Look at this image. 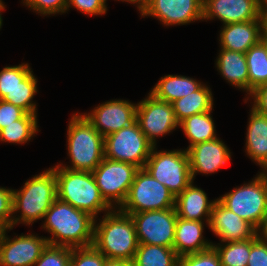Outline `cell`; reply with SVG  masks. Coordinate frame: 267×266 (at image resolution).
I'll return each instance as SVG.
<instances>
[{
	"mask_svg": "<svg viewBox=\"0 0 267 266\" xmlns=\"http://www.w3.org/2000/svg\"><path fill=\"white\" fill-rule=\"evenodd\" d=\"M44 221L42 227L52 235L47 238L50 245L70 248L93 245L95 218L58 198L46 211Z\"/></svg>",
	"mask_w": 267,
	"mask_h": 266,
	"instance_id": "1",
	"label": "cell"
},
{
	"mask_svg": "<svg viewBox=\"0 0 267 266\" xmlns=\"http://www.w3.org/2000/svg\"><path fill=\"white\" fill-rule=\"evenodd\" d=\"M94 224L93 246L107 259L132 262L139 242L131 215L111 210L100 223Z\"/></svg>",
	"mask_w": 267,
	"mask_h": 266,
	"instance_id": "2",
	"label": "cell"
},
{
	"mask_svg": "<svg viewBox=\"0 0 267 266\" xmlns=\"http://www.w3.org/2000/svg\"><path fill=\"white\" fill-rule=\"evenodd\" d=\"M57 180V198L95 219L99 212L112 208L103 198L92 172L70 170L58 164L51 168Z\"/></svg>",
	"mask_w": 267,
	"mask_h": 266,
	"instance_id": "3",
	"label": "cell"
},
{
	"mask_svg": "<svg viewBox=\"0 0 267 266\" xmlns=\"http://www.w3.org/2000/svg\"><path fill=\"white\" fill-rule=\"evenodd\" d=\"M57 199V180L55 172L49 168L25 182L20 190H13L12 228L17 223L32 225L34 221L44 219L46 211Z\"/></svg>",
	"mask_w": 267,
	"mask_h": 266,
	"instance_id": "4",
	"label": "cell"
},
{
	"mask_svg": "<svg viewBox=\"0 0 267 266\" xmlns=\"http://www.w3.org/2000/svg\"><path fill=\"white\" fill-rule=\"evenodd\" d=\"M68 155L72 166L61 167L92 172L104 159V137L83 114H73L67 129Z\"/></svg>",
	"mask_w": 267,
	"mask_h": 266,
	"instance_id": "5",
	"label": "cell"
},
{
	"mask_svg": "<svg viewBox=\"0 0 267 266\" xmlns=\"http://www.w3.org/2000/svg\"><path fill=\"white\" fill-rule=\"evenodd\" d=\"M217 200L259 230L267 215V172H260L248 184L234 188Z\"/></svg>",
	"mask_w": 267,
	"mask_h": 266,
	"instance_id": "6",
	"label": "cell"
},
{
	"mask_svg": "<svg viewBox=\"0 0 267 266\" xmlns=\"http://www.w3.org/2000/svg\"><path fill=\"white\" fill-rule=\"evenodd\" d=\"M153 147L144 169L177 197L193 180L186 150L157 151Z\"/></svg>",
	"mask_w": 267,
	"mask_h": 266,
	"instance_id": "7",
	"label": "cell"
},
{
	"mask_svg": "<svg viewBox=\"0 0 267 266\" xmlns=\"http://www.w3.org/2000/svg\"><path fill=\"white\" fill-rule=\"evenodd\" d=\"M175 198L165 185L152 177L144 168H140L119 210L130 215L175 208Z\"/></svg>",
	"mask_w": 267,
	"mask_h": 266,
	"instance_id": "8",
	"label": "cell"
},
{
	"mask_svg": "<svg viewBox=\"0 0 267 266\" xmlns=\"http://www.w3.org/2000/svg\"><path fill=\"white\" fill-rule=\"evenodd\" d=\"M153 147L137 121L104 137L106 158L132 163L139 168L144 167Z\"/></svg>",
	"mask_w": 267,
	"mask_h": 266,
	"instance_id": "9",
	"label": "cell"
},
{
	"mask_svg": "<svg viewBox=\"0 0 267 266\" xmlns=\"http://www.w3.org/2000/svg\"><path fill=\"white\" fill-rule=\"evenodd\" d=\"M139 169L132 163L114 161L104 157L92 171L101 195L112 208L117 209L118 207L119 209L122 206Z\"/></svg>",
	"mask_w": 267,
	"mask_h": 266,
	"instance_id": "10",
	"label": "cell"
},
{
	"mask_svg": "<svg viewBox=\"0 0 267 266\" xmlns=\"http://www.w3.org/2000/svg\"><path fill=\"white\" fill-rule=\"evenodd\" d=\"M138 242L173 248L177 212L175 208L130 214Z\"/></svg>",
	"mask_w": 267,
	"mask_h": 266,
	"instance_id": "11",
	"label": "cell"
},
{
	"mask_svg": "<svg viewBox=\"0 0 267 266\" xmlns=\"http://www.w3.org/2000/svg\"><path fill=\"white\" fill-rule=\"evenodd\" d=\"M136 121L147 139L156 146V137L179 127L171 103L149 96L137 103Z\"/></svg>",
	"mask_w": 267,
	"mask_h": 266,
	"instance_id": "12",
	"label": "cell"
},
{
	"mask_svg": "<svg viewBox=\"0 0 267 266\" xmlns=\"http://www.w3.org/2000/svg\"><path fill=\"white\" fill-rule=\"evenodd\" d=\"M7 230H0V266H33L49 244L47 237L29 233L10 239Z\"/></svg>",
	"mask_w": 267,
	"mask_h": 266,
	"instance_id": "13",
	"label": "cell"
},
{
	"mask_svg": "<svg viewBox=\"0 0 267 266\" xmlns=\"http://www.w3.org/2000/svg\"><path fill=\"white\" fill-rule=\"evenodd\" d=\"M137 104L128 100H110L83 115L103 136L119 131L136 121Z\"/></svg>",
	"mask_w": 267,
	"mask_h": 266,
	"instance_id": "14",
	"label": "cell"
},
{
	"mask_svg": "<svg viewBox=\"0 0 267 266\" xmlns=\"http://www.w3.org/2000/svg\"><path fill=\"white\" fill-rule=\"evenodd\" d=\"M204 0H153L141 16L158 18L163 25H185L203 20Z\"/></svg>",
	"mask_w": 267,
	"mask_h": 266,
	"instance_id": "15",
	"label": "cell"
},
{
	"mask_svg": "<svg viewBox=\"0 0 267 266\" xmlns=\"http://www.w3.org/2000/svg\"><path fill=\"white\" fill-rule=\"evenodd\" d=\"M211 231L221 238L220 243L244 241L255 238L258 230L249 222L216 200L209 220Z\"/></svg>",
	"mask_w": 267,
	"mask_h": 266,
	"instance_id": "16",
	"label": "cell"
},
{
	"mask_svg": "<svg viewBox=\"0 0 267 266\" xmlns=\"http://www.w3.org/2000/svg\"><path fill=\"white\" fill-rule=\"evenodd\" d=\"M191 177L194 181L195 174H212L228 164L231 152L219 138L205 141L190 147L187 150Z\"/></svg>",
	"mask_w": 267,
	"mask_h": 266,
	"instance_id": "17",
	"label": "cell"
},
{
	"mask_svg": "<svg viewBox=\"0 0 267 266\" xmlns=\"http://www.w3.org/2000/svg\"><path fill=\"white\" fill-rule=\"evenodd\" d=\"M218 18L223 25L260 18L259 0H204L203 20Z\"/></svg>",
	"mask_w": 267,
	"mask_h": 266,
	"instance_id": "18",
	"label": "cell"
},
{
	"mask_svg": "<svg viewBox=\"0 0 267 266\" xmlns=\"http://www.w3.org/2000/svg\"><path fill=\"white\" fill-rule=\"evenodd\" d=\"M220 31L222 49L246 53L262 38L261 19L225 24Z\"/></svg>",
	"mask_w": 267,
	"mask_h": 266,
	"instance_id": "19",
	"label": "cell"
},
{
	"mask_svg": "<svg viewBox=\"0 0 267 266\" xmlns=\"http://www.w3.org/2000/svg\"><path fill=\"white\" fill-rule=\"evenodd\" d=\"M216 200L217 199L209 201L205 191L195 187L192 181L175 198L177 217L194 221H202V219H206V224L209 225L211 211Z\"/></svg>",
	"mask_w": 267,
	"mask_h": 266,
	"instance_id": "20",
	"label": "cell"
},
{
	"mask_svg": "<svg viewBox=\"0 0 267 266\" xmlns=\"http://www.w3.org/2000/svg\"><path fill=\"white\" fill-rule=\"evenodd\" d=\"M203 222L177 217L173 248L178 257L201 252L212 247L213 243L208 240L205 241L202 235Z\"/></svg>",
	"mask_w": 267,
	"mask_h": 266,
	"instance_id": "21",
	"label": "cell"
},
{
	"mask_svg": "<svg viewBox=\"0 0 267 266\" xmlns=\"http://www.w3.org/2000/svg\"><path fill=\"white\" fill-rule=\"evenodd\" d=\"M246 134V153L267 172V115L251 108Z\"/></svg>",
	"mask_w": 267,
	"mask_h": 266,
	"instance_id": "22",
	"label": "cell"
},
{
	"mask_svg": "<svg viewBox=\"0 0 267 266\" xmlns=\"http://www.w3.org/2000/svg\"><path fill=\"white\" fill-rule=\"evenodd\" d=\"M216 66L222 77L249 95L248 66L245 53L220 48Z\"/></svg>",
	"mask_w": 267,
	"mask_h": 266,
	"instance_id": "23",
	"label": "cell"
},
{
	"mask_svg": "<svg viewBox=\"0 0 267 266\" xmlns=\"http://www.w3.org/2000/svg\"><path fill=\"white\" fill-rule=\"evenodd\" d=\"M203 84L196 79L181 75H165L149 92L155 98L173 103L198 90Z\"/></svg>",
	"mask_w": 267,
	"mask_h": 266,
	"instance_id": "24",
	"label": "cell"
},
{
	"mask_svg": "<svg viewBox=\"0 0 267 266\" xmlns=\"http://www.w3.org/2000/svg\"><path fill=\"white\" fill-rule=\"evenodd\" d=\"M176 120L180 124L186 118L213 109L211 89L202 85L198 90L172 103Z\"/></svg>",
	"mask_w": 267,
	"mask_h": 266,
	"instance_id": "25",
	"label": "cell"
},
{
	"mask_svg": "<svg viewBox=\"0 0 267 266\" xmlns=\"http://www.w3.org/2000/svg\"><path fill=\"white\" fill-rule=\"evenodd\" d=\"M211 112L212 110L192 115L179 124L190 142L186 151L196 144L218 138Z\"/></svg>",
	"mask_w": 267,
	"mask_h": 266,
	"instance_id": "26",
	"label": "cell"
},
{
	"mask_svg": "<svg viewBox=\"0 0 267 266\" xmlns=\"http://www.w3.org/2000/svg\"><path fill=\"white\" fill-rule=\"evenodd\" d=\"M178 255L174 248L139 243L132 266H177Z\"/></svg>",
	"mask_w": 267,
	"mask_h": 266,
	"instance_id": "27",
	"label": "cell"
},
{
	"mask_svg": "<svg viewBox=\"0 0 267 266\" xmlns=\"http://www.w3.org/2000/svg\"><path fill=\"white\" fill-rule=\"evenodd\" d=\"M248 77H249V95L262 84L267 83V52L265 40H261L250 47L245 53Z\"/></svg>",
	"mask_w": 267,
	"mask_h": 266,
	"instance_id": "28",
	"label": "cell"
},
{
	"mask_svg": "<svg viewBox=\"0 0 267 266\" xmlns=\"http://www.w3.org/2000/svg\"><path fill=\"white\" fill-rule=\"evenodd\" d=\"M37 115L27 113L22 119L12 122L0 130V141L23 144L38 132Z\"/></svg>",
	"mask_w": 267,
	"mask_h": 266,
	"instance_id": "29",
	"label": "cell"
},
{
	"mask_svg": "<svg viewBox=\"0 0 267 266\" xmlns=\"http://www.w3.org/2000/svg\"><path fill=\"white\" fill-rule=\"evenodd\" d=\"M37 91V79L32 71L22 82H20L19 86L14 88L11 92H8L2 100L22 108L29 114L37 115L36 103H33L32 101Z\"/></svg>",
	"mask_w": 267,
	"mask_h": 266,
	"instance_id": "30",
	"label": "cell"
},
{
	"mask_svg": "<svg viewBox=\"0 0 267 266\" xmlns=\"http://www.w3.org/2000/svg\"><path fill=\"white\" fill-rule=\"evenodd\" d=\"M218 252L221 266H247L252 238L244 241L225 242L212 245Z\"/></svg>",
	"mask_w": 267,
	"mask_h": 266,
	"instance_id": "31",
	"label": "cell"
},
{
	"mask_svg": "<svg viewBox=\"0 0 267 266\" xmlns=\"http://www.w3.org/2000/svg\"><path fill=\"white\" fill-rule=\"evenodd\" d=\"M32 72L29 64L22 63L17 66H6L0 71V99L20 85Z\"/></svg>",
	"mask_w": 267,
	"mask_h": 266,
	"instance_id": "32",
	"label": "cell"
},
{
	"mask_svg": "<svg viewBox=\"0 0 267 266\" xmlns=\"http://www.w3.org/2000/svg\"><path fill=\"white\" fill-rule=\"evenodd\" d=\"M72 248L48 244L33 266H70Z\"/></svg>",
	"mask_w": 267,
	"mask_h": 266,
	"instance_id": "33",
	"label": "cell"
},
{
	"mask_svg": "<svg viewBox=\"0 0 267 266\" xmlns=\"http://www.w3.org/2000/svg\"><path fill=\"white\" fill-rule=\"evenodd\" d=\"M106 259L93 245L72 248L70 266H103Z\"/></svg>",
	"mask_w": 267,
	"mask_h": 266,
	"instance_id": "34",
	"label": "cell"
},
{
	"mask_svg": "<svg viewBox=\"0 0 267 266\" xmlns=\"http://www.w3.org/2000/svg\"><path fill=\"white\" fill-rule=\"evenodd\" d=\"M177 266H221V261L212 246L207 250L179 257Z\"/></svg>",
	"mask_w": 267,
	"mask_h": 266,
	"instance_id": "35",
	"label": "cell"
},
{
	"mask_svg": "<svg viewBox=\"0 0 267 266\" xmlns=\"http://www.w3.org/2000/svg\"><path fill=\"white\" fill-rule=\"evenodd\" d=\"M24 5L42 15L65 13L69 0H22Z\"/></svg>",
	"mask_w": 267,
	"mask_h": 266,
	"instance_id": "36",
	"label": "cell"
},
{
	"mask_svg": "<svg viewBox=\"0 0 267 266\" xmlns=\"http://www.w3.org/2000/svg\"><path fill=\"white\" fill-rule=\"evenodd\" d=\"M13 189L0 187V230L13 229Z\"/></svg>",
	"mask_w": 267,
	"mask_h": 266,
	"instance_id": "37",
	"label": "cell"
},
{
	"mask_svg": "<svg viewBox=\"0 0 267 266\" xmlns=\"http://www.w3.org/2000/svg\"><path fill=\"white\" fill-rule=\"evenodd\" d=\"M106 1L107 0H69L66 11L72 6L84 14L92 16L102 15L107 11Z\"/></svg>",
	"mask_w": 267,
	"mask_h": 266,
	"instance_id": "38",
	"label": "cell"
},
{
	"mask_svg": "<svg viewBox=\"0 0 267 266\" xmlns=\"http://www.w3.org/2000/svg\"><path fill=\"white\" fill-rule=\"evenodd\" d=\"M247 266H267V240L259 235L252 238V246Z\"/></svg>",
	"mask_w": 267,
	"mask_h": 266,
	"instance_id": "39",
	"label": "cell"
},
{
	"mask_svg": "<svg viewBox=\"0 0 267 266\" xmlns=\"http://www.w3.org/2000/svg\"><path fill=\"white\" fill-rule=\"evenodd\" d=\"M27 112L22 108L0 99V130L12 122L22 119Z\"/></svg>",
	"mask_w": 267,
	"mask_h": 266,
	"instance_id": "40",
	"label": "cell"
},
{
	"mask_svg": "<svg viewBox=\"0 0 267 266\" xmlns=\"http://www.w3.org/2000/svg\"><path fill=\"white\" fill-rule=\"evenodd\" d=\"M250 96L254 99L252 108L260 114L267 115V83L255 88Z\"/></svg>",
	"mask_w": 267,
	"mask_h": 266,
	"instance_id": "41",
	"label": "cell"
},
{
	"mask_svg": "<svg viewBox=\"0 0 267 266\" xmlns=\"http://www.w3.org/2000/svg\"><path fill=\"white\" fill-rule=\"evenodd\" d=\"M121 1L123 2L127 1L128 3L137 4V8L142 14L147 9V7L152 3L153 0H121Z\"/></svg>",
	"mask_w": 267,
	"mask_h": 266,
	"instance_id": "42",
	"label": "cell"
},
{
	"mask_svg": "<svg viewBox=\"0 0 267 266\" xmlns=\"http://www.w3.org/2000/svg\"><path fill=\"white\" fill-rule=\"evenodd\" d=\"M103 266H132V263L126 260L106 259Z\"/></svg>",
	"mask_w": 267,
	"mask_h": 266,
	"instance_id": "43",
	"label": "cell"
},
{
	"mask_svg": "<svg viewBox=\"0 0 267 266\" xmlns=\"http://www.w3.org/2000/svg\"><path fill=\"white\" fill-rule=\"evenodd\" d=\"M262 39L267 41V15H260Z\"/></svg>",
	"mask_w": 267,
	"mask_h": 266,
	"instance_id": "44",
	"label": "cell"
},
{
	"mask_svg": "<svg viewBox=\"0 0 267 266\" xmlns=\"http://www.w3.org/2000/svg\"><path fill=\"white\" fill-rule=\"evenodd\" d=\"M258 235L264 239L267 240V215L265 217V220L261 226V228L258 230Z\"/></svg>",
	"mask_w": 267,
	"mask_h": 266,
	"instance_id": "45",
	"label": "cell"
},
{
	"mask_svg": "<svg viewBox=\"0 0 267 266\" xmlns=\"http://www.w3.org/2000/svg\"><path fill=\"white\" fill-rule=\"evenodd\" d=\"M260 15H267V0H259Z\"/></svg>",
	"mask_w": 267,
	"mask_h": 266,
	"instance_id": "46",
	"label": "cell"
},
{
	"mask_svg": "<svg viewBox=\"0 0 267 266\" xmlns=\"http://www.w3.org/2000/svg\"><path fill=\"white\" fill-rule=\"evenodd\" d=\"M4 9H5V7H0V28H1V26H2V21H3V20H2V16H1V15H2V14H1L2 12H1V11H3Z\"/></svg>",
	"mask_w": 267,
	"mask_h": 266,
	"instance_id": "47",
	"label": "cell"
},
{
	"mask_svg": "<svg viewBox=\"0 0 267 266\" xmlns=\"http://www.w3.org/2000/svg\"><path fill=\"white\" fill-rule=\"evenodd\" d=\"M0 7H5L2 0H0Z\"/></svg>",
	"mask_w": 267,
	"mask_h": 266,
	"instance_id": "48",
	"label": "cell"
},
{
	"mask_svg": "<svg viewBox=\"0 0 267 266\" xmlns=\"http://www.w3.org/2000/svg\"><path fill=\"white\" fill-rule=\"evenodd\" d=\"M265 47H266V52H267V41H265Z\"/></svg>",
	"mask_w": 267,
	"mask_h": 266,
	"instance_id": "49",
	"label": "cell"
}]
</instances>
